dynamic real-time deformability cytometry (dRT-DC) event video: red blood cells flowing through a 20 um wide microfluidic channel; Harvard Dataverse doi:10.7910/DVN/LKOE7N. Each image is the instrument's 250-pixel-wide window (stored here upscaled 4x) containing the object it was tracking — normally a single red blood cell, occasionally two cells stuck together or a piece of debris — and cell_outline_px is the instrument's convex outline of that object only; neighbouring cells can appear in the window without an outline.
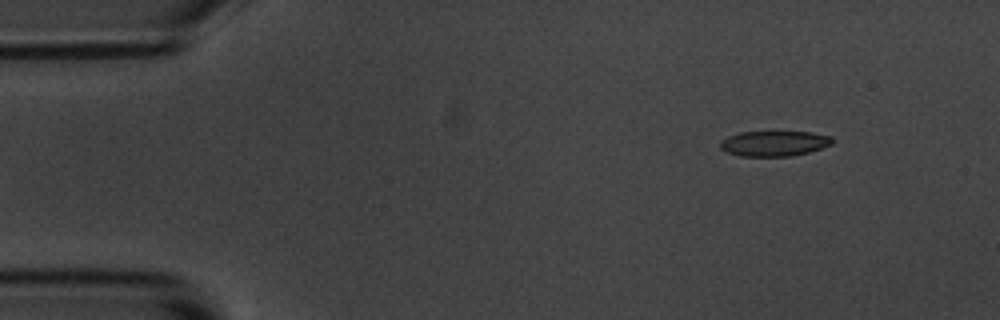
{"species": "common noctule bat (a hibernating species)", "species_latin": "Nyctalus noctula", "temperature_condition": "room temperature", "stored_images_in_passage": 9, "camera_frame_rate_fps": 3000, "um_per_image_px": 0.085, "animal": {"sex": "male", "body_mass_g": 20.1, "forearm_length_mm": 53.5}, "frame": {"image": 1, "passage_image": 1, "time_ms": 0.0, "image_size_px": [1000, 320], "cell_outline_px": [[832, 144], [808, 152], [792, 156], [740, 156], [728, 152], [720, 148], [720, 140], [728, 136], [740, 132], [812, 132], [832, 136]], "centroid_in_image_um": [65.79, 12.19], "position_along_channel_um": 19.2, "area_um2": 16.47}}
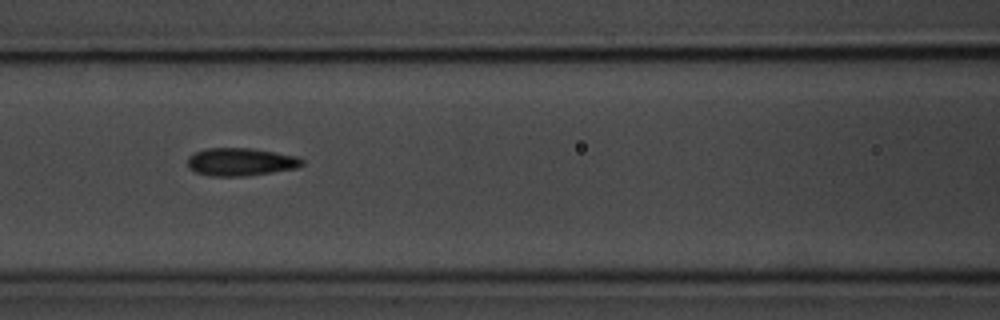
{"frame": {"image": 2, "passage_image": 6, "time_ms": 5.667, "image_size_px": [1000, 320], "cell_outline_px": [[304, 164], [296, 168], [272, 172], [244, 176], [208, 176], [196, 172], [188, 168], [188, 156], [204, 148], [252, 148], [296, 156], [304, 160]], "centroid_in_image_um": [20.43, 13.76], "position_along_channel_um": 146.2, "area_um2": 18.61}}
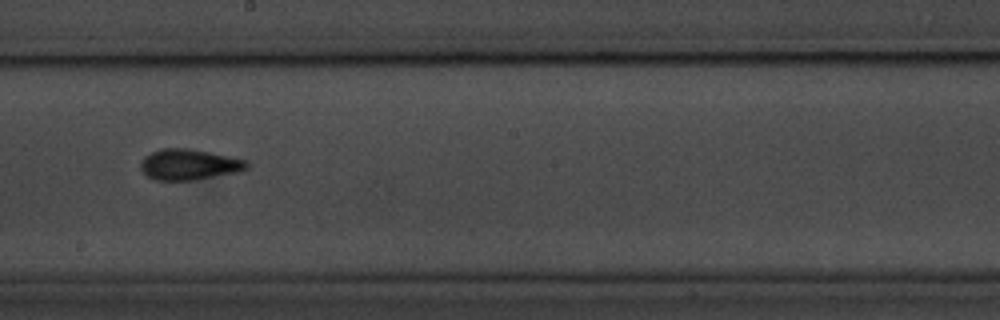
{"frame": {"image": 3, "passage_image": 8, "time_ms": 8.0, "image_size_px": [1000, 320], "cell_outline_px": [[248, 168], [240, 172], [196, 180], [152, 180], [140, 168], [140, 164], [144, 156], [160, 148], [188, 148], [248, 160]], "centroid_in_image_um": [16.08, 13.99], "position_along_channel_um": 232.1, "area_um2": 19.19}}